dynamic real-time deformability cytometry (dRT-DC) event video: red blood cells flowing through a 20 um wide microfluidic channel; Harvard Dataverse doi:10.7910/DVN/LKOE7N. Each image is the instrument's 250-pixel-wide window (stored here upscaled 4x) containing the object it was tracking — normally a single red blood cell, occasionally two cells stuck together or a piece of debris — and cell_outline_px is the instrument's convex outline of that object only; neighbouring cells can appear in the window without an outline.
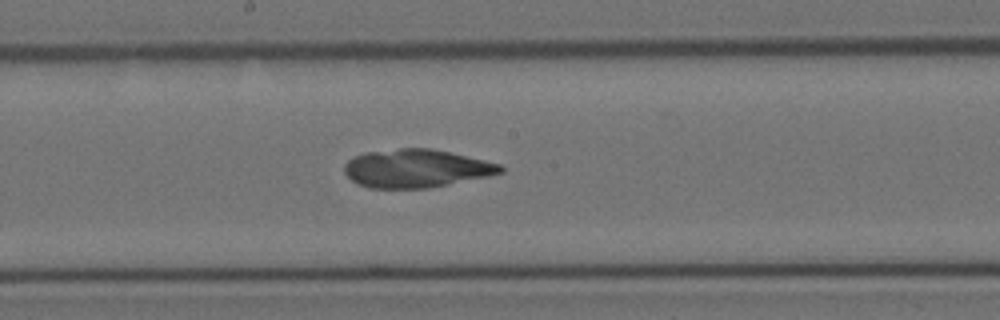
{"species": "Egyptian fruit bat (a non-hibernating species)", "species_latin": "Rousettus aegyptiacus", "temperature_condition": "cold", "stored_images_in_passage": 7, "camera_frame_rate_fps": 3000, "um_per_image_px": 0.085, "animal": {"sex": "female"}, "frame": {"image": 1, "passage_image": 7, "time_ms": 2.0, "image_size_px": [1000, 320], "cell_outline_px": [[504, 172], [488, 176], [428, 188], [372, 188], [356, 184], [344, 172], [344, 164], [352, 156], [364, 152], [400, 148], [428, 148], [448, 152], [484, 160], [500, 164], [504, 168]], "centroid_in_image_um": [35.33, 14.31], "position_along_channel_um": 212.9, "area_um2": 34.68}}